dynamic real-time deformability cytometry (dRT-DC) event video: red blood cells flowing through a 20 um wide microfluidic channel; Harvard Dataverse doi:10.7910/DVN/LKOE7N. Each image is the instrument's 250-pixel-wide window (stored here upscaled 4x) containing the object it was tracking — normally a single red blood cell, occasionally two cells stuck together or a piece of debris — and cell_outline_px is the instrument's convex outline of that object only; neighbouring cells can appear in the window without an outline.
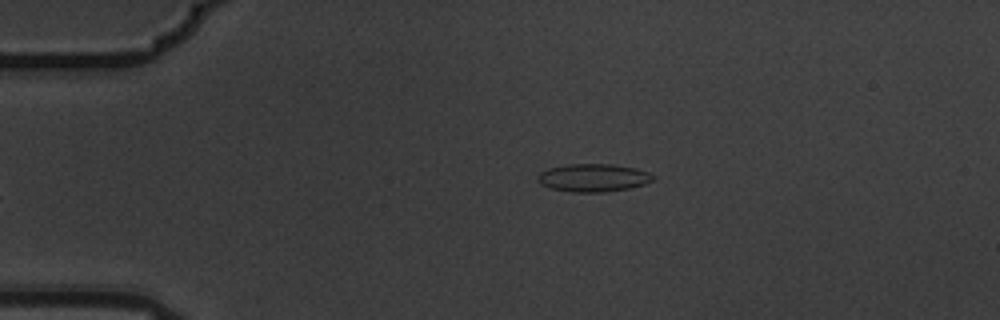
{"species": "common noctule bat (a hibernating species)", "species_latin": "Nyctalus noctula", "temperature_condition": "warm", "stored_images_in_passage": 5, "camera_frame_rate_fps": 3000, "um_per_image_px": 0.085, "animal": {"sex": "male", "body_mass_g": 19.5, "forearm_length_mm": 54.6}, "frame": {"image": 1, "passage_image": 5, "time_ms": 1.333, "image_size_px": [1000, 320], "cell_outline_px": [[656, 176], [652, 180], [644, 184], [628, 188], [604, 192], [568, 192], [552, 188], [540, 184], [536, 180], [536, 176], [540, 172], [548, 168], [568, 164], [612, 164], [636, 168], [648, 172]], "centroid_in_image_um": [50.39, 15.1], "position_along_channel_um": 34.6, "area_um2": 18.84}}